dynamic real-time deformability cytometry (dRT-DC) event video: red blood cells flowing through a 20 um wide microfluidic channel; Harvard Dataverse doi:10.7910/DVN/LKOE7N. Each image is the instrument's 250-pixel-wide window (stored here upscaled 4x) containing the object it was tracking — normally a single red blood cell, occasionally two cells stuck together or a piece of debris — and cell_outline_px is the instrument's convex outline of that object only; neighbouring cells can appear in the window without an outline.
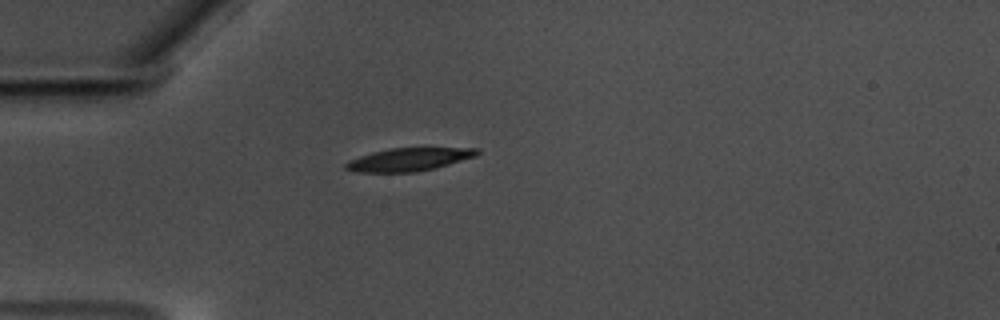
{"species": "common noctule bat (a hibernating species)", "species_latin": "Nyctalus noctula", "temperature_condition": "warm", "stored_images_in_passage": 32, "camera_frame_rate_fps": 3000, "um_per_image_px": 0.085, "animal": {"sex": "male", "body_mass_g": 17.5, "forearm_length_mm": 52.3}, "frame": {"image": 1, "passage_image": 1, "time_ms": 0.0, "image_size_px": [1000, 320], "cell_outline_px": [[480, 152], [476, 156], [436, 168], [416, 172], [356, 172], [344, 168], [344, 164], [348, 160], [372, 152], [388, 148], [480, 148]], "centroid_in_image_um": [34.74, 13.55], "position_along_channel_um": 50.3, "area_um2": 17.69}}
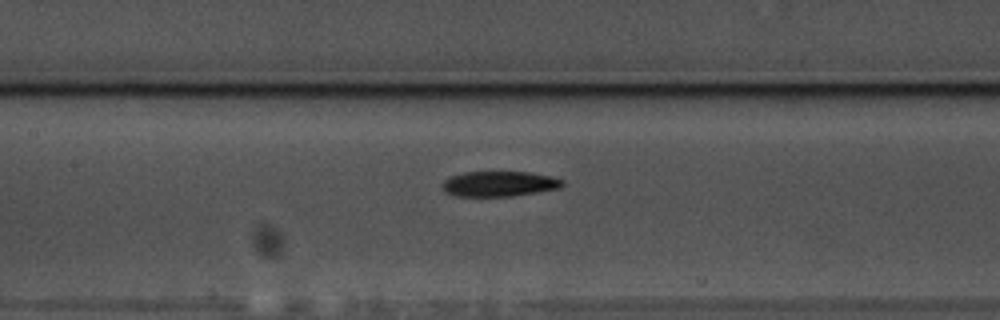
{"frame": {"image": 2, "passage_image": 12, "time_ms": 3.667, "image_size_px": [1000, 320], "cell_outline_px": [[564, 184], [560, 188], [512, 196], [456, 196], [444, 192], [440, 188], [440, 184], [448, 176], [464, 172], [528, 172], [552, 176], [564, 180]], "centroid_in_image_um": [42.38, 15.62], "position_along_channel_um": 165.0, "area_um2": 17.92}}
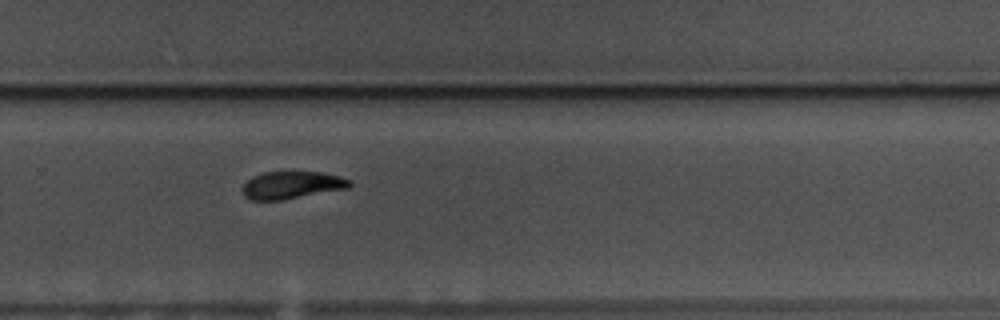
{"frame": {"image": 3, "passage_image": 24, "time_ms": 7.667, "image_size_px": [1000, 320], "cell_outline_px": [[352, 184], [348, 188], [280, 200], [252, 200], [244, 196], [244, 184], [252, 176], [264, 172], [320, 172], [340, 176], [352, 180]], "centroid_in_image_um": [24.83, 15.72], "position_along_channel_um": 305.0, "area_um2": 16.94}, "authors_computed_cell_mechanics": {"area_um2": 18.5249, "velocity_mm_per_s": 3.5146, "shape_relaxation_time_tau1_ms": 3.7981, "shape_relaxation_time_tau2_ms": 6.4765, "deformation_change_tau1": 0.1501, "deformation_change_tau2": 0.1279}}